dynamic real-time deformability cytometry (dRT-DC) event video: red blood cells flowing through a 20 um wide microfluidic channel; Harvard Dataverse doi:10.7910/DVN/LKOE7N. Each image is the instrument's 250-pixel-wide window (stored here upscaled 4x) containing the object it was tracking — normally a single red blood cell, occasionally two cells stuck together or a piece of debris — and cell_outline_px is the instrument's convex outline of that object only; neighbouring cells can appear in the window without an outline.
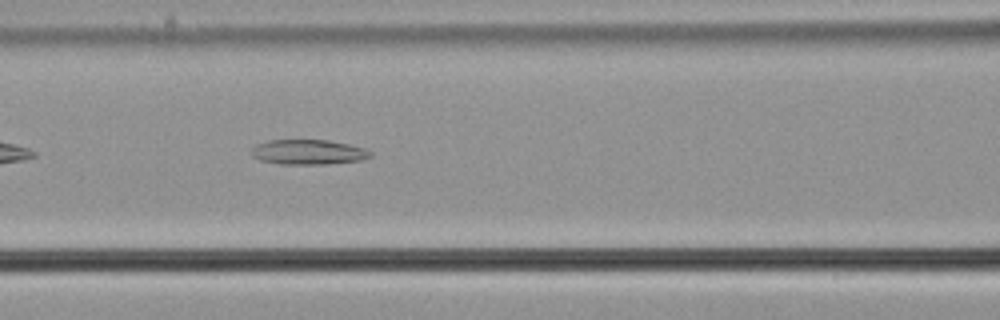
{"species": "common noctule bat (a hibernating species)", "species_latin": "Nyctalus noctula", "temperature_condition": "cold", "stored_images_in_passage": 40, "camera_frame_rate_fps": 3000, "um_per_image_px": 0.085, "animal": {"sex": "male", "body_mass_g": 21.5, "forearm_length_mm": 52.0}, "frame": {"image": 1, "passage_image": 9, "time_ms": 2.667, "image_size_px": [1000, 320], "cell_outline_px": [[372, 156], [360, 160], [324, 164], [280, 164], [260, 160], [252, 156], [252, 148], [256, 144], [268, 140], [328, 140], [348, 144], [364, 148], [372, 152]], "centroid_in_image_um": [26.19, 12.92], "position_along_channel_um": 140.4, "area_um2": 17.22}}
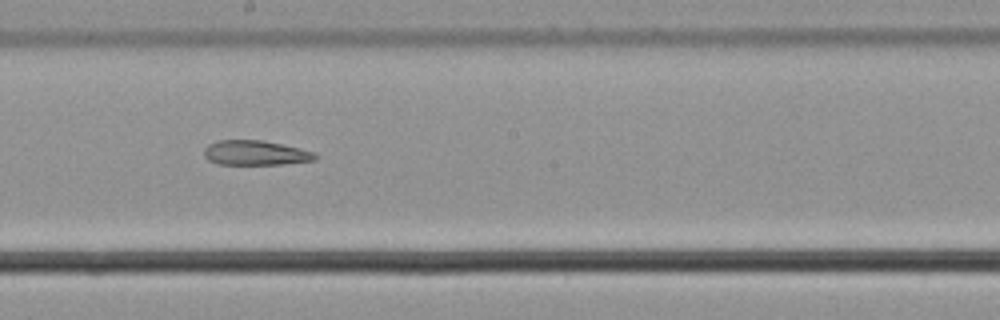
{"frame": {"image": 2, "passage_image": 16, "time_ms": 5.0, "image_size_px": [1000, 320], "cell_outline_px": [[320, 156], [316, 160], [280, 164], [216, 164], [208, 160], [204, 156], [204, 148], [208, 144], [216, 140], [264, 140], [300, 148], [312, 152]], "centroid_in_image_um": [21.69, 12.99], "position_along_channel_um": 226.5, "area_um2": 16.13}}
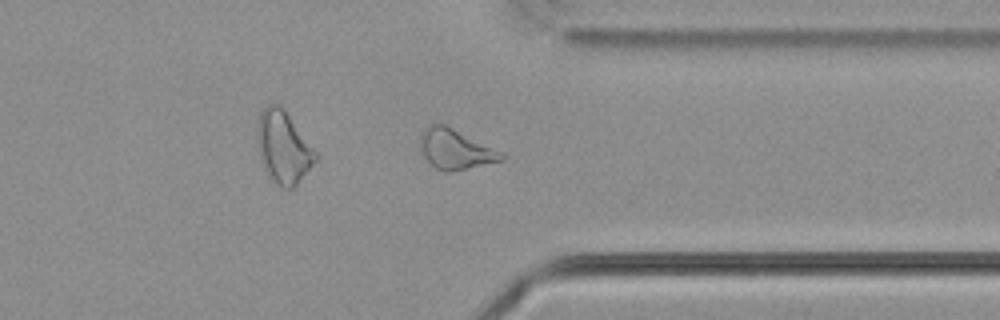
{"frame": {"image": 3, "passage_image": 28, "time_ms": 9.0, "image_size_px": [1000, 320], "cell_outline_px": [[504, 160], [448, 172], [444, 172], [436, 168], [424, 156], [420, 148], [420, 136], [424, 128], [428, 124], [444, 124], [452, 128], [504, 156]], "centroid_in_image_um": [38.59, 12.69], "position_along_channel_um": 372.8, "area_um2": 17.98}}